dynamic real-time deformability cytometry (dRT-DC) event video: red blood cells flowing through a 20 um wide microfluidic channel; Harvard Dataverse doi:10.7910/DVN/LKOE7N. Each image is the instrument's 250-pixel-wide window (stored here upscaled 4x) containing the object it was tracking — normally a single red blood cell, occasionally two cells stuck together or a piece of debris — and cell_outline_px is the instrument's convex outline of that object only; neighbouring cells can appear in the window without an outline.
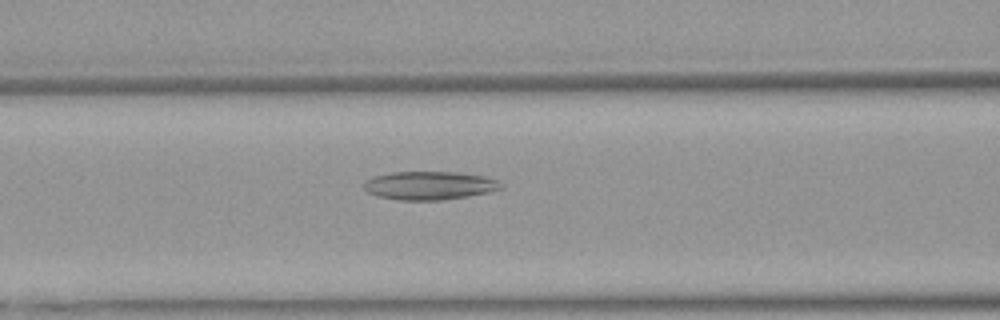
{"species": "Egyptian fruit bat (a non-hibernating species)", "species_latin": "Rousettus aegyptiacus", "temperature_condition": "warm", "stored_images_in_passage": 48, "camera_frame_rate_fps": 3000, "um_per_image_px": 0.085, "animal": {"sex": "female"}, "frame": {"image": 1, "passage_image": 23, "time_ms": 7.333, "image_size_px": [1000, 320], "cell_outline_px": [[504, 188], [488, 192], [468, 196], [440, 200], [400, 200], [376, 196], [368, 192], [364, 188], [364, 180], [388, 172], [456, 172], [484, 176], [496, 180], [504, 184]], "centroid_in_image_um": [36.5, 15.77], "position_along_channel_um": 130.1, "area_um2": 22.72}}
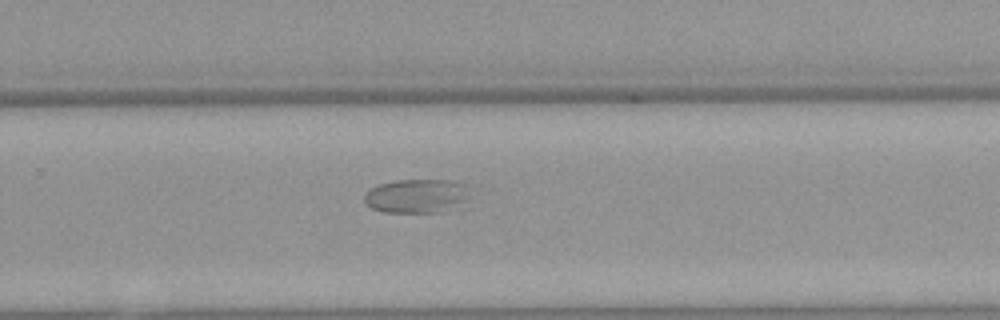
{"frame": {"image": 2, "passage_image": 36, "time_ms": 11.667, "image_size_px": [1000, 320], "cell_outline_px": [[472, 184], [468, 200], [440, 212], [380, 212], [372, 208], [364, 200], [364, 196], [372, 188], [380, 184], [396, 180], [452, 180]], "centroid_in_image_um": [35.5, 16.64], "position_along_channel_um": 294.3, "area_um2": 21.04}}
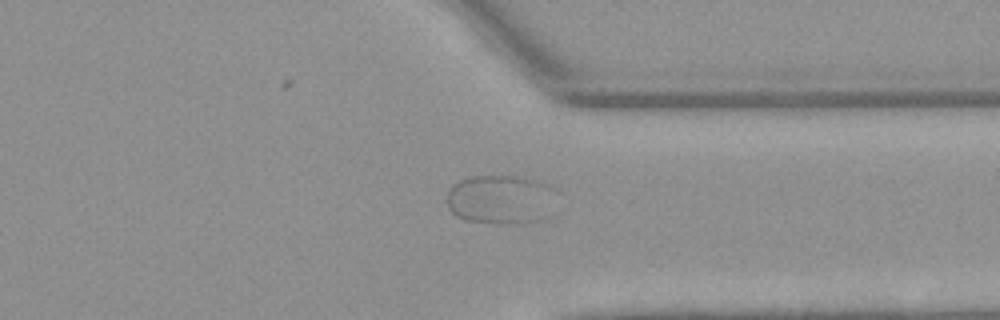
{"frame": {"image": 3, "passage_image": 42, "time_ms": 13.667, "image_size_px": [1000, 320], "cell_outline_px": [[556, 188], [548, 216], [540, 220], [528, 224], [500, 224], [464, 220], [456, 216], [448, 208], [448, 192], [460, 180], [472, 176], [516, 176], [536, 180]], "centroid_in_image_um": [42.58, 16.98], "position_along_channel_um": 368.8, "area_um2": 31.62}}